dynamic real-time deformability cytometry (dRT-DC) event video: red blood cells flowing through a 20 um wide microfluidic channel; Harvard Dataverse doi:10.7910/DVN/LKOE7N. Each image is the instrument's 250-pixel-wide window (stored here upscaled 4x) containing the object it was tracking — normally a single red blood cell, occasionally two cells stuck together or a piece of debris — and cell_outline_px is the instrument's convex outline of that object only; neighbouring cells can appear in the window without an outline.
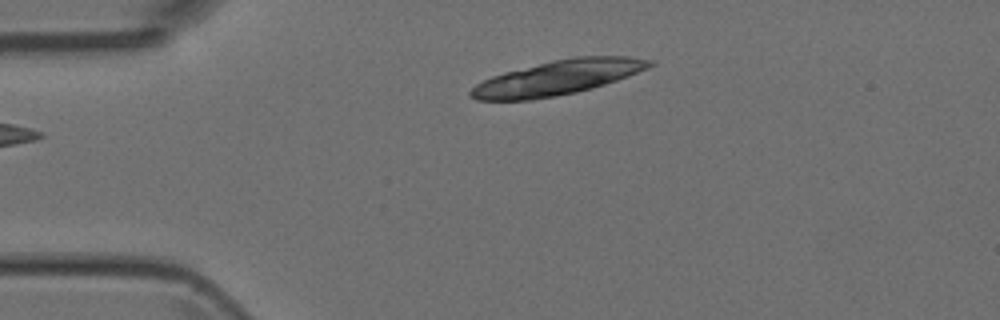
{"species": "Egyptian fruit bat (a non-hibernating species)", "species_latin": "Rousettus aegyptiacus", "temperature_condition": "room temperature", "stored_images_in_passage": 5, "camera_frame_rate_fps": 3000, "um_per_image_px": 0.085, "animal": {"sex": "female"}, "frame": {"image": 1, "passage_image": 5, "time_ms": 5.333, "image_size_px": [1000, 320], "cell_outline_px": [[656, 64], [648, 68], [628, 76], [592, 88], [576, 92], [556, 96], [532, 100], [476, 100], [468, 96], [468, 92], [476, 84], [492, 76], [504, 72], [552, 60], [576, 56], [628, 56], [652, 60]], "centroid_in_image_um": [47.39, 6.6], "position_along_channel_um": 37.6, "area_um2": 36.07}}